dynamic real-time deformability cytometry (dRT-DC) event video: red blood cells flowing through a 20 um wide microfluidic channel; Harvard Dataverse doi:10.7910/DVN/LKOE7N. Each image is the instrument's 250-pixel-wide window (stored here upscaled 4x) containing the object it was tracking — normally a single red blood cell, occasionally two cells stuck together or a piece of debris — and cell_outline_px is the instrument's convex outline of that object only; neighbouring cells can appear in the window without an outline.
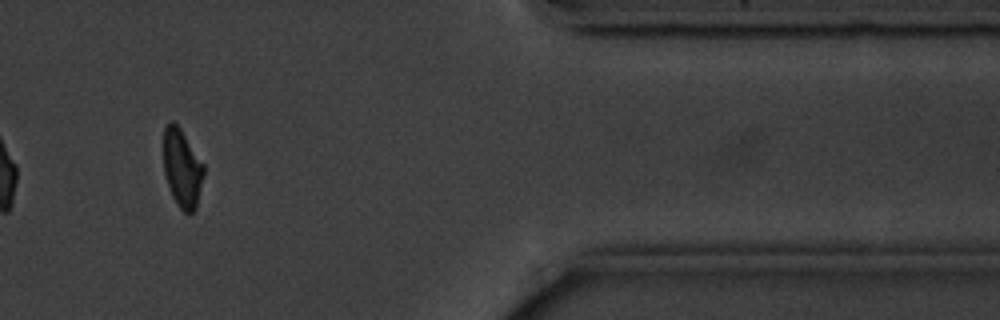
{"species": "common noctule bat (a hibernating species)", "species_latin": "Nyctalus noctula", "temperature_condition": "cold", "stored_images_in_passage": 14, "camera_frame_rate_fps": 3000, "um_per_image_px": 0.085, "animal": {"sex": "male", "body_mass_g": 20.1, "forearm_length_mm": 53.5}, "frame": {"image": 1, "passage_image": 12, "time_ms": 14.667, "image_size_px": [1000, 320], "cell_outline_px": [[204, 172], [196, 208], [188, 216], [176, 204], [172, 196], [164, 172], [164, 128], [172, 120], [180, 128], [204, 164]], "centroid_in_image_um": [15.48, 14.33], "position_along_channel_um": 395.9, "area_um2": 18.21}, "authors_computed_cell_mechanics": {"area_um2": 19.9699, "velocity_mm_per_s": 3.5468, "shape_relaxation_time_tau1_ms": 2.9729, "shape_relaxation_time_tau2_ms": null, "deformation_change_tau1": 0.0869, "deformation_change_tau2": null}}